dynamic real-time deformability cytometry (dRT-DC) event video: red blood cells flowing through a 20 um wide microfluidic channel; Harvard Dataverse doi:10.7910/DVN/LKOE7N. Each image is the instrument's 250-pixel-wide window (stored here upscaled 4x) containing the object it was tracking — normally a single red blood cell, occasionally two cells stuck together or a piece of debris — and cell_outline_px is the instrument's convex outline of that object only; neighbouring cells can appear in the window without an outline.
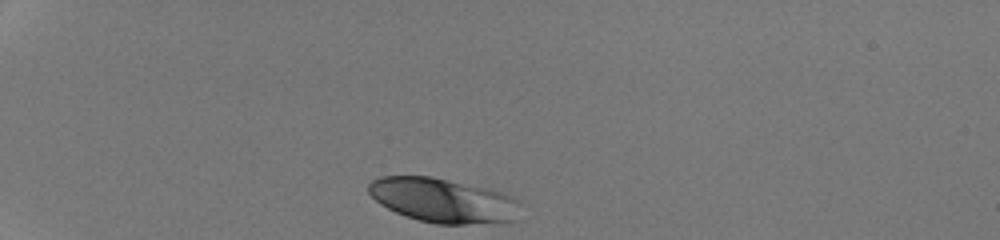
{"species": "human", "species_latin": "Homo sapiens", "temperature_condition": "room temperature", "stored_images_in_passage": 31, "camera_frame_rate_fps": 3000, "um_per_image_px": 0.085, "donor": {"sex": "male"}, "frame": {"image": 1, "passage_image": 1, "time_ms": 0.0, "image_size_px": [1000, 240], "cell_outline_px": [[520, 220], [508, 224], [436, 224], [404, 216], [380, 204], [368, 192], [368, 184], [372, 180], [380, 176], [432, 176], [492, 188], [504, 192], [520, 200]], "centroid_in_image_um": [37.8, 17.05], "position_along_channel_um": 47.2, "area_um2": 40.52}}
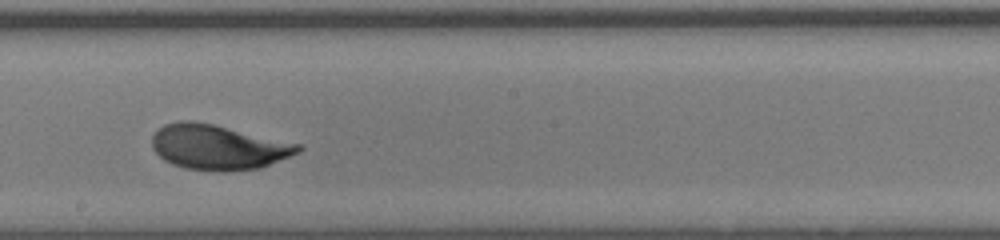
{"frame": {"image": 2, "passage_image": 18, "time_ms": 5.667, "image_size_px": [1000, 240], "cell_outline_px": [[304, 148], [300, 152], [260, 168], [224, 172], [216, 172], [184, 168], [172, 164], [164, 160], [152, 148], [152, 136], [164, 124], [180, 120], [192, 120], [212, 124], [304, 144]], "centroid_in_image_um": [18.58, 12.51], "position_along_channel_um": 229.6, "area_um2": 38.67}}
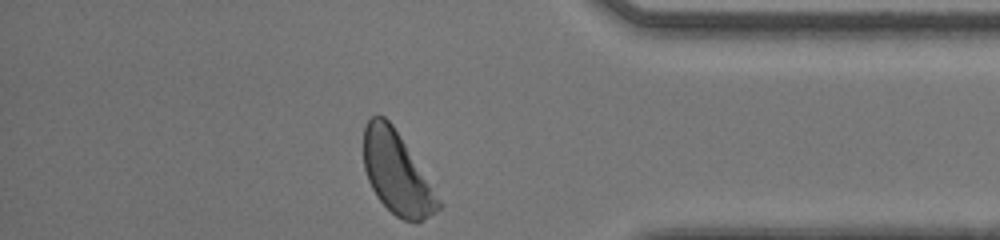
{"frame": {"image": 3, "passage_image": 31, "time_ms": 10.0, "image_size_px": [1000, 240], "cell_outline_px": [[444, 204], [440, 208], [416, 224], [404, 220], [396, 216], [376, 196], [368, 180], [364, 168], [364, 128], [368, 120], [372, 116], [384, 116], [392, 124]], "centroid_in_image_um": [33.73, 14.74], "position_along_channel_um": 401.5, "area_um2": 35.32}, "authors_computed_cell_mechanics": {"area_um2": 37.3966, "velocity_mm_per_s": 4.2434, "shape_relaxation_time_tau1_ms": 2.8052, "shape_relaxation_time_tau2_ms": null, "deformation_change_tau1": 0.1409, "deformation_change_tau2": null}}